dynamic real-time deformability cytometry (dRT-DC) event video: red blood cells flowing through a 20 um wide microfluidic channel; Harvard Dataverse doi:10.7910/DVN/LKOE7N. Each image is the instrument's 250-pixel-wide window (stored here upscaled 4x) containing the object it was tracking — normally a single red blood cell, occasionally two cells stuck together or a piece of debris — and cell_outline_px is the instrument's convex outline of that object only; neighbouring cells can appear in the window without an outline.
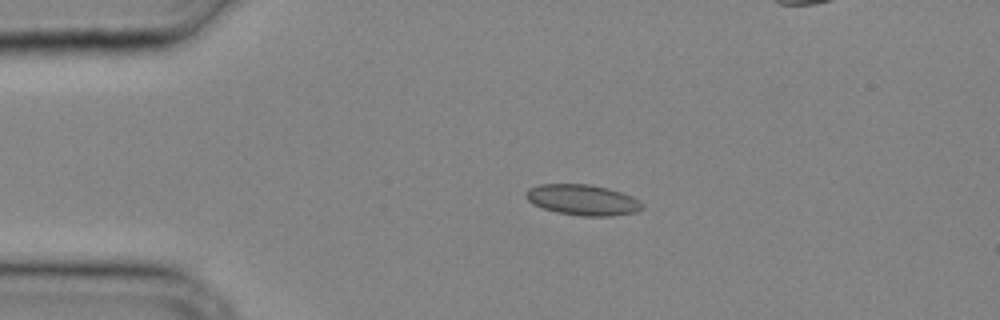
{"species": "common noctule bat (a hibernating species)", "species_latin": "Nyctalus noctula", "temperature_condition": "cold", "stored_images_in_passage": 29, "camera_frame_rate_fps": 3000, "um_per_image_px": 0.085, "animal": {"sex": "male", "body_mass_g": 20.4}, "frame": {"image": 1, "passage_image": 5, "time_ms": 1.333, "image_size_px": [1000, 320], "cell_outline_px": [[644, 208], [636, 212], [612, 216], [580, 216], [556, 212], [532, 204], [524, 196], [524, 192], [528, 188], [540, 184], [588, 184], [608, 188], [632, 196], [640, 200], [644, 204]], "centroid_in_image_um": [49.52, 16.99], "position_along_channel_um": 35.5, "area_um2": 21.04}}
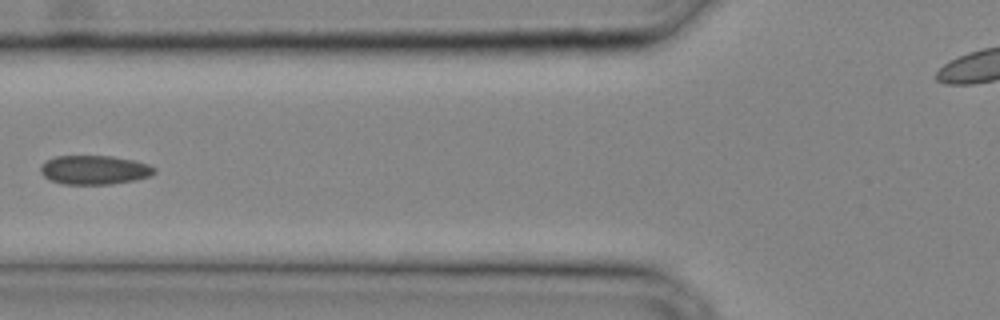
{"frame": {"image": 2, "passage_image": 11, "time_ms": 3.333, "image_size_px": [1000, 320], "cell_outline_px": [[156, 172], [152, 176], [136, 180], [112, 184], [64, 184], [52, 180], [44, 176], [40, 172], [40, 164], [44, 160], [56, 156], [112, 156], [132, 160], [148, 164], [156, 168]], "centroid_in_image_um": [8.03, 14.44], "position_along_channel_um": 117.8, "area_um2": 19.42}}
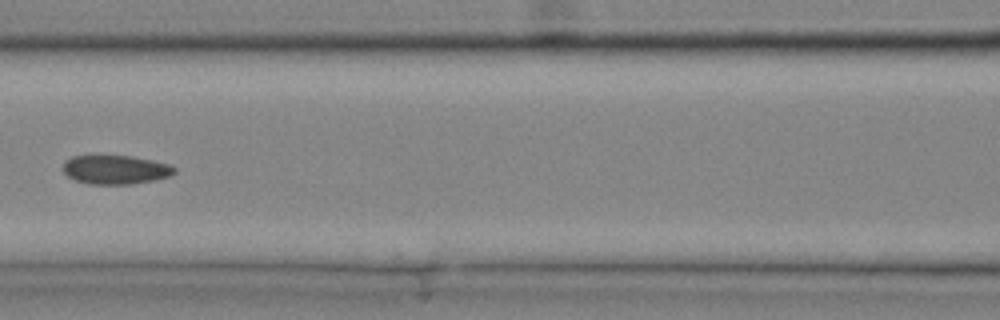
{"frame": {"image": 3, "passage_image": 13, "time_ms": 4.0, "image_size_px": [1000, 320], "cell_outline_px": [[176, 172], [168, 176], [152, 180], [128, 184], [88, 184], [76, 180], [68, 176], [64, 172], [64, 160], [72, 156], [92, 152], [96, 152], [132, 156], [152, 160], [168, 164], [176, 168]], "centroid_in_image_um": [9.74, 14.35], "position_along_channel_um": 156.9, "area_um2": 19.48}}